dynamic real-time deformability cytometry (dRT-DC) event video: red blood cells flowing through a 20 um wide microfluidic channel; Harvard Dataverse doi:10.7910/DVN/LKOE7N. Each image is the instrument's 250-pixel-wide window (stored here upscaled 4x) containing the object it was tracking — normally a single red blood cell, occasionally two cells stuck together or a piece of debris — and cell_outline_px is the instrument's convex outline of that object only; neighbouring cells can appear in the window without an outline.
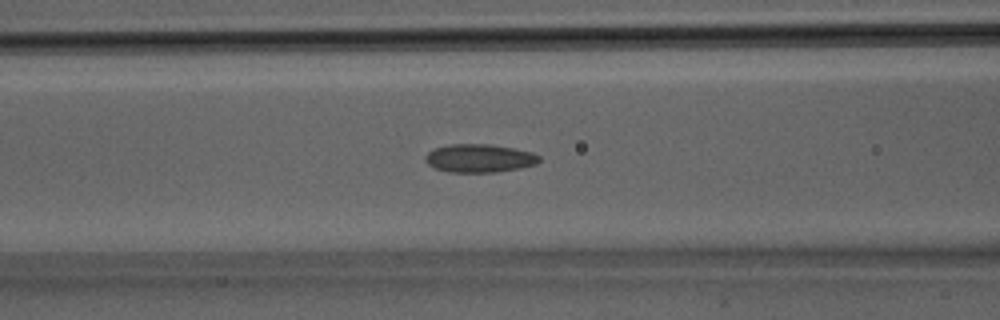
{"species": "Egyptian fruit bat (a non-hibernating species)", "species_latin": "Rousettus aegyptiacus", "temperature_condition": "room temperature", "stored_images_in_passage": 30, "camera_frame_rate_fps": 3000, "um_per_image_px": 0.085, "animal": {"sex": "male"}, "frame": {"image": 1, "passage_image": 11, "time_ms": 3.333, "image_size_px": [1000, 320], "cell_outline_px": [[540, 160], [536, 164], [520, 168], [496, 172], [448, 172], [436, 168], [428, 164], [424, 160], [424, 156], [428, 152], [436, 148], [448, 144], [488, 144], [516, 148], [532, 152], [540, 156]], "centroid_in_image_um": [40.75, 13.44], "position_along_channel_um": 125.8, "area_um2": 18.84}}
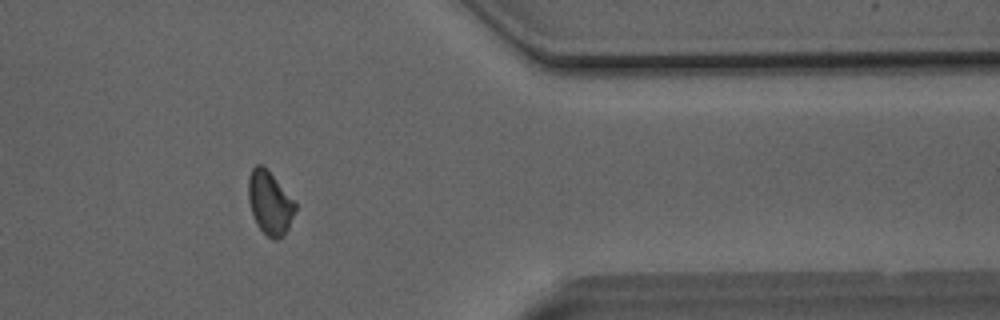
{"frame": {"image": 2, "passage_image": 24, "time_ms": 7.667, "image_size_px": [1000, 320], "cell_outline_px": [[296, 208], [288, 228], [284, 236], [276, 240], [272, 240], [256, 224], [248, 200], [248, 176], [252, 168], [256, 164], [260, 164], [272, 176], [296, 204]], "centroid_in_image_um": [22.9, 17.28], "position_along_channel_um": 388.5, "area_um2": 16.88}}
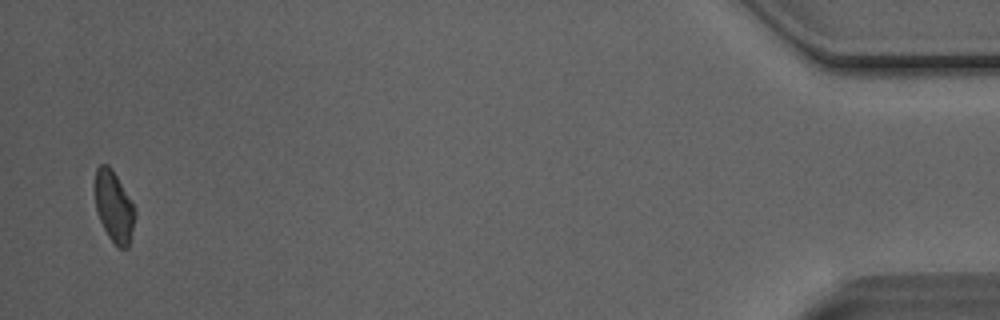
{"frame": {"image": 3, "passage_image": 29, "time_ms": 9.333, "image_size_px": [1000, 320], "cell_outline_px": [[136, 212], [128, 248], [120, 248], [108, 236], [100, 220], [96, 208], [96, 168], [100, 164], [108, 164], [112, 168], [136, 208]], "centroid_in_image_um": [9.71, 17.54], "position_along_channel_um": 425.5, "area_um2": 16.3}}